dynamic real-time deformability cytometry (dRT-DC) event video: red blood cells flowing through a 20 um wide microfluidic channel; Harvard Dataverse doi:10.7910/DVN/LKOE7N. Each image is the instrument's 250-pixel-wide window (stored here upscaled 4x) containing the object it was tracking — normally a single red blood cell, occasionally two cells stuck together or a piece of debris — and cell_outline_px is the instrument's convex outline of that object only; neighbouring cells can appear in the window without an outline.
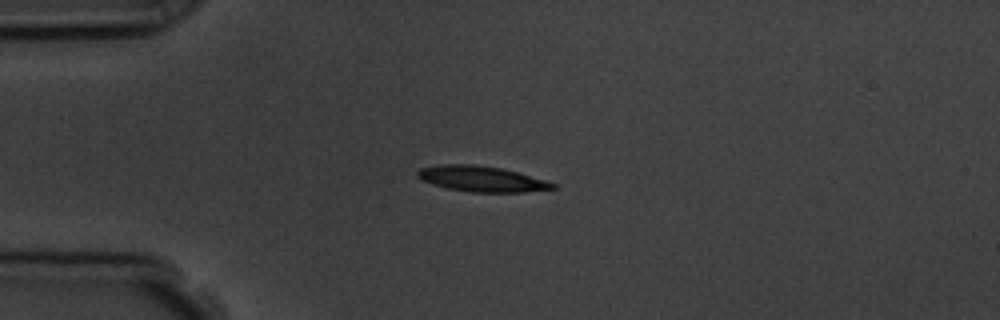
{"species": "common noctule bat (a hibernating species)", "species_latin": "Nyctalus noctula", "temperature_condition": "room temperature", "stored_images_in_passage": 8, "camera_frame_rate_fps": 3000, "um_per_image_px": 0.085, "animal": {"sex": "male", "body_mass_g": 19.5, "forearm_length_mm": 54.6}, "frame": {"image": 1, "passage_image": 3, "time_ms": 2.333, "image_size_px": [1000, 320], "cell_outline_px": [[560, 188], [524, 192], [472, 192], [448, 188], [432, 184], [420, 180], [416, 176], [416, 172], [420, 168], [440, 164], [472, 164], [500, 168], [548, 180], [556, 184]], "centroid_in_image_um": [40.94, 15.2], "position_along_channel_um": 44.1, "area_um2": 20.29}}